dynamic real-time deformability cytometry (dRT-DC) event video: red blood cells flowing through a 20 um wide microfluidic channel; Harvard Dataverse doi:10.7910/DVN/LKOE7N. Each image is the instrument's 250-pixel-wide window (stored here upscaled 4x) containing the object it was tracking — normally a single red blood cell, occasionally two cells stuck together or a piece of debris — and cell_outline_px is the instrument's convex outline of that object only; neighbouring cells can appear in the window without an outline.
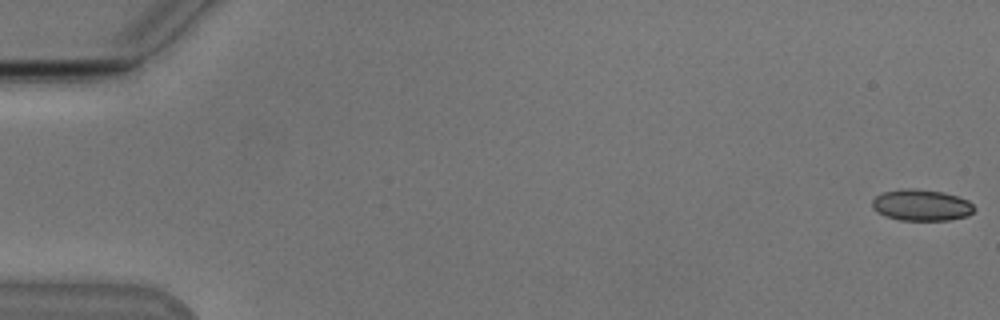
{"species": "Egyptian fruit bat (a non-hibernating species)", "species_latin": "Rousettus aegyptiacus", "temperature_condition": "cold", "stored_images_in_passage": 54, "camera_frame_rate_fps": 3000, "um_per_image_px": 0.085, "animal": {"sex": "male"}, "frame": {"image": 1, "passage_image": 1, "time_ms": 0.0, "image_size_px": [1000, 320], "cell_outline_px": [[976, 208], [968, 216], [948, 220], [900, 220], [884, 216], [876, 212], [872, 208], [872, 200], [876, 196], [884, 192], [908, 188], [916, 188], [944, 192], [968, 200]], "centroid_in_image_um": [78.31, 17.44], "position_along_channel_um": 6.7, "area_um2": 18.73}}
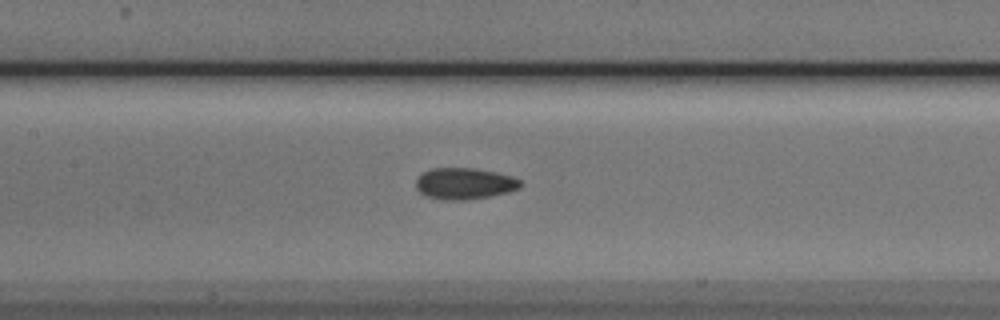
{"frame": {"image": 2, "passage_image": 26, "time_ms": 8.333, "image_size_px": [1000, 320], "cell_outline_px": [[520, 188], [508, 192], [492, 196], [468, 200], [440, 200], [428, 196], [420, 192], [416, 188], [416, 180], [424, 172], [432, 168], [472, 168], [496, 172], [512, 176], [520, 180]], "centroid_in_image_um": [39.49, 15.61], "position_along_channel_um": 167.9, "area_um2": 19.13}}
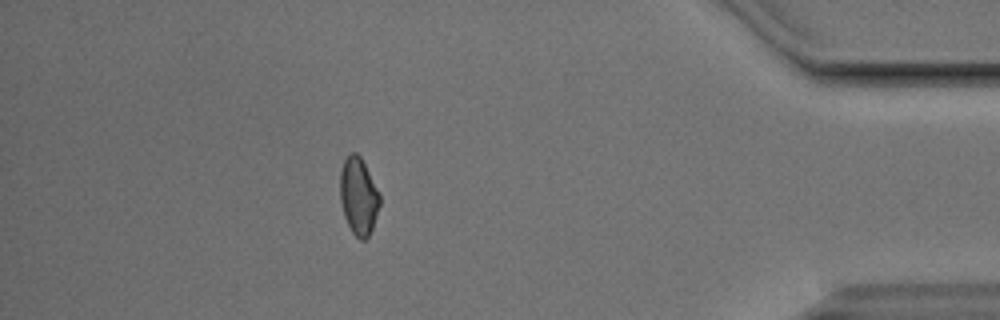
{"frame": {"image": 3, "passage_image": 48, "time_ms": 15.667, "image_size_px": [1000, 320], "cell_outline_px": [[380, 204], [372, 228], [368, 236], [364, 240], [360, 240], [352, 232], [344, 216], [340, 200], [340, 172], [344, 160], [348, 152], [356, 152], [360, 156], [380, 192]], "centroid_in_image_um": [30.47, 16.64], "position_along_channel_um": 404.7, "area_um2": 17.92}, "authors_computed_cell_mechanics": {"area_um2": 18.496, "velocity_mm_per_s": 3.8363, "shape_relaxation_time_tau1_ms": null, "shape_relaxation_time_tau2_ms": 2.4496, "deformation_change_tau1": null, "deformation_change_tau2": 0.0813}}